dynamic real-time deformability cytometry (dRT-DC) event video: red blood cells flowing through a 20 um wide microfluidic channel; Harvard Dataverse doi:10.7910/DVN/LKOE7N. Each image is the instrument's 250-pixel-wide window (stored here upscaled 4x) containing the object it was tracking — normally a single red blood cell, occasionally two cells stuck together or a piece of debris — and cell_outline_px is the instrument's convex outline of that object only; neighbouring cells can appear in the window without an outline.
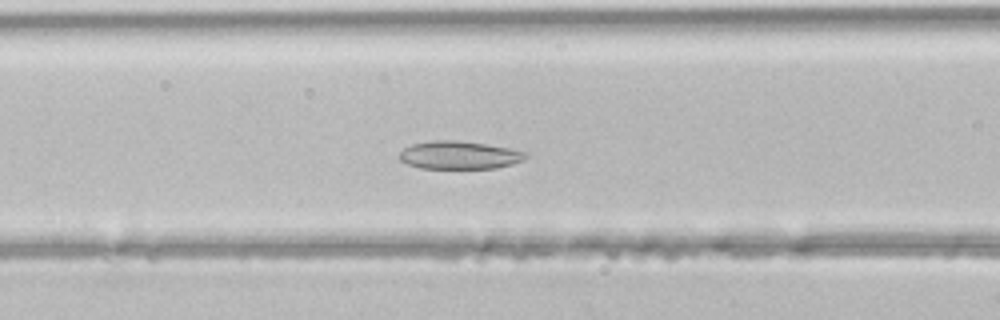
{"species": "common noctule bat (a hibernating species)", "species_latin": "Nyctalus noctula", "temperature_condition": "room temperature", "stored_images_in_passage": 47, "camera_frame_rate_fps": 3000, "um_per_image_px": 0.085, "animal": {"sex": "male", "body_mass_g": 21.5, "forearm_length_mm": 52.0}, "frame": {"image": 1, "passage_image": 19, "time_ms": 6.0, "image_size_px": [1000, 320], "cell_outline_px": [[528, 156], [524, 160], [512, 164], [496, 168], [420, 168], [408, 164], [400, 160], [400, 152], [404, 148], [412, 144], [432, 140], [456, 140], [488, 144], [508, 148], [524, 152]], "centroid_in_image_um": [39.03, 13.18], "position_along_channel_um": 127.6, "area_um2": 20.52}}
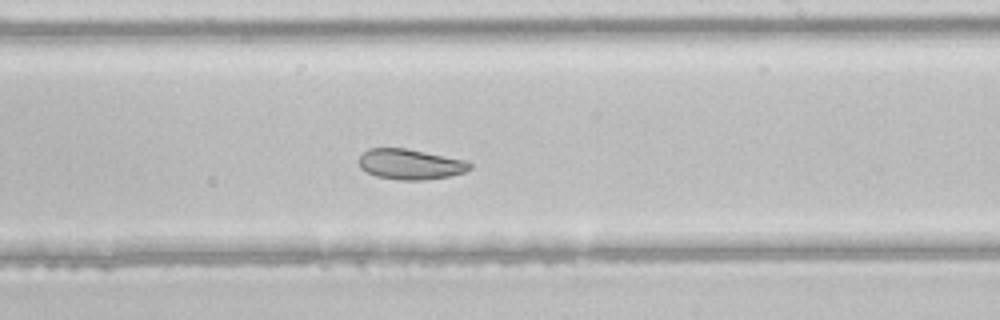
{"frame": {"image": 2, "passage_image": 28, "time_ms": 9.0, "image_size_px": [1000, 320], "cell_outline_px": [[472, 168], [464, 172], [448, 176], [424, 180], [400, 180], [376, 176], [360, 168], [360, 156], [368, 148], [404, 148], [468, 160], [472, 164]], "centroid_in_image_um": [34.91, 13.96], "position_along_channel_um": 254.1, "area_um2": 19.59}}
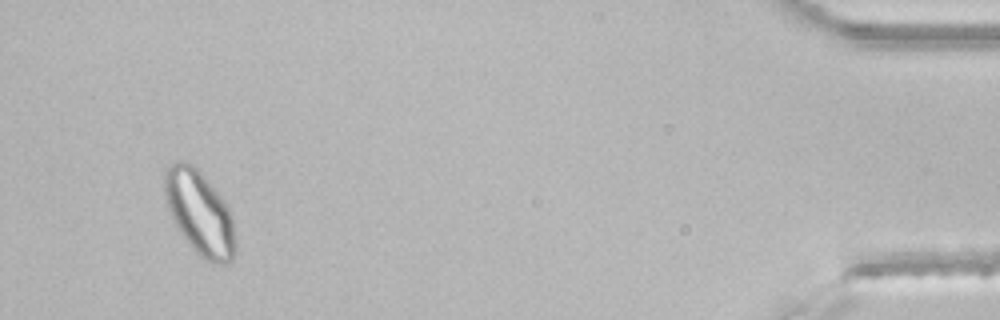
{"frame": {"image": 3, "passage_image": 45, "time_ms": 14.667, "image_size_px": [1000, 320], "cell_outline_px": [[236, 252], [232, 260], [224, 264], [216, 264], [200, 256], [188, 244], [176, 228], [168, 208], [164, 196], [164, 172], [168, 164], [176, 160], [184, 160], [192, 164], [204, 176], [228, 208], [232, 216], [236, 240]], "centroid_in_image_um": [16.94, 18.09], "position_along_channel_um": 418.3, "area_um2": 34.85}}